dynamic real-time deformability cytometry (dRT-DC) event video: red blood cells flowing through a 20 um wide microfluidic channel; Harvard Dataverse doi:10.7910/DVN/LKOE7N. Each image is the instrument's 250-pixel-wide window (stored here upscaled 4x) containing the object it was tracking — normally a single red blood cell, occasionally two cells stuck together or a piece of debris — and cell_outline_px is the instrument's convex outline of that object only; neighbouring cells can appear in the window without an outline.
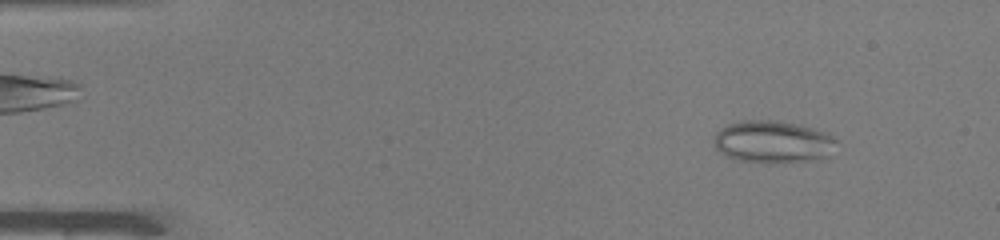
{"species": "common noctule bat (a hibernating species)", "species_latin": "Nyctalus noctula", "temperature_condition": "warm", "stored_images_in_passage": 48, "camera_frame_rate_fps": 3000, "um_per_image_px": 0.085, "animal": {"sex": "male", "body_mass_g": 19.0, "forearm_length_mm": 50.8}, "frame": {"image": 1, "passage_image": 5, "time_ms": 1.333, "image_size_px": [1000, 240], "cell_outline_px": [[840, 140], [828, 160], [740, 160], [728, 156], [720, 152], [716, 148], [716, 132], [720, 128], [728, 124], [744, 120], [772, 120], [812, 128], [828, 132]], "centroid_in_image_um": [65.81, 12.02], "position_along_channel_um": 19.2, "area_um2": 29.59}}
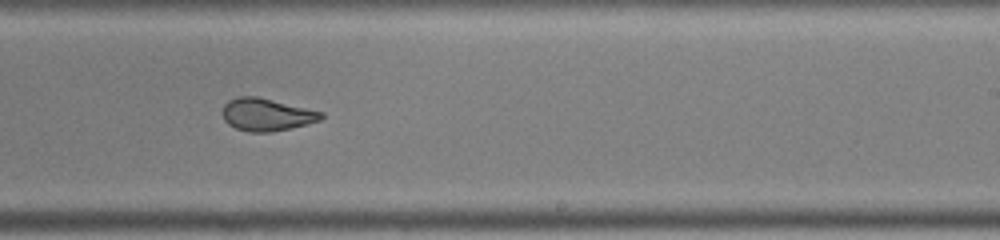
{"frame": {"image": 2, "passage_image": 30, "time_ms": 9.667, "image_size_px": [1000, 240], "cell_outline_px": [[324, 116], [320, 120], [308, 124], [272, 132], [248, 132], [236, 128], [228, 124], [224, 120], [224, 104], [228, 100], [236, 96], [256, 96], [324, 112]], "centroid_in_image_um": [22.67, 9.74], "position_along_channel_um": 266.3, "area_um2": 18.67}}
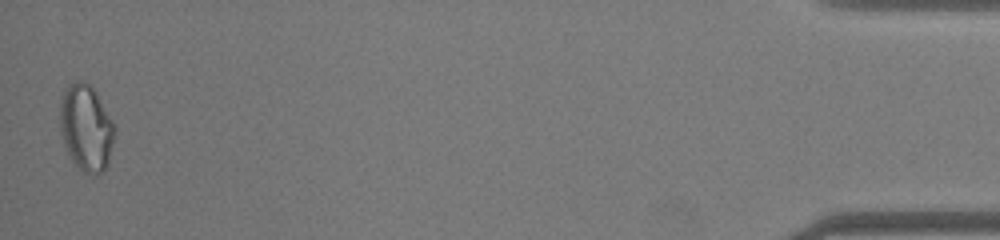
{"frame": {"image": 3, "passage_image": 48, "time_ms": 15.667, "image_size_px": [1000, 240], "cell_outline_px": [[116, 132], [108, 164], [104, 172], [92, 176], [84, 172], [68, 156], [60, 132], [60, 104], [64, 88], [68, 84], [76, 80], [84, 80], [96, 92], [112, 120], [116, 128]], "centroid_in_image_um": [7.32, 10.87], "position_along_channel_um": 427.9, "area_um2": 27.92}, "authors_computed_cell_mechanics": {"area_um2": 22.2819, "velocity_mm_per_s": 4.1285, "shape_relaxation_time_tau1_ms": null, "shape_relaxation_time_tau2_ms": 0.861, "deformation_change_tau1": null, "deformation_change_tau2": 0.0798}}